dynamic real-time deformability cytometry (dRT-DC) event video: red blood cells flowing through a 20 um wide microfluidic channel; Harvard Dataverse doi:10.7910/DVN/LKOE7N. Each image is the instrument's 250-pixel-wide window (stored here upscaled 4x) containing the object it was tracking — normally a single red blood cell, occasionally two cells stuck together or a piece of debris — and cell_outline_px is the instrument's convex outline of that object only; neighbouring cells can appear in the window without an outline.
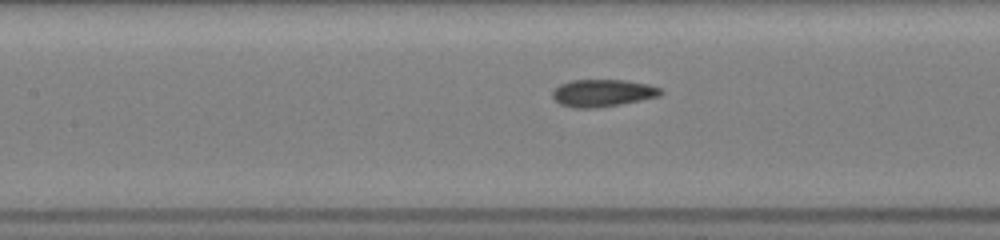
{"species": "common noctule bat (a hibernating species)", "species_latin": "Nyctalus noctula", "temperature_condition": "room temperature", "stored_images_in_passage": 20, "camera_frame_rate_fps": 3000, "um_per_image_px": 0.085, "animal": {"sex": "female", "body_mass_g": 19.5, "forearm_length_mm": 54.1}, "frame": {"image": 1, "passage_image": 9, "time_ms": 4.667, "image_size_px": [1000, 240], "cell_outline_px": [[664, 92], [660, 96], [620, 104], [596, 108], [572, 108], [560, 104], [552, 96], [552, 92], [560, 84], [572, 80], [624, 80], [648, 84], [660, 88]], "centroid_in_image_um": [51.22, 7.91], "position_along_channel_um": 156.2, "area_um2": 17.17}}
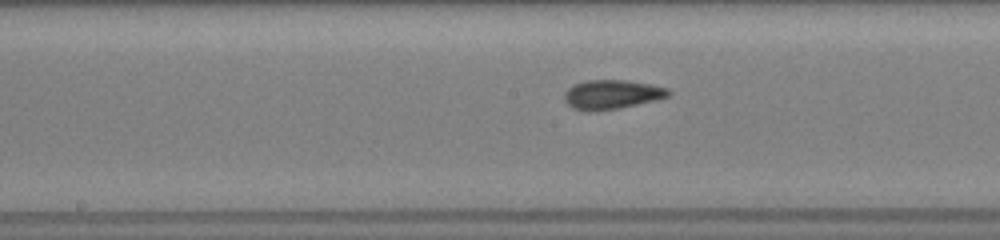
{"frame": {"image": 2, "passage_image": 12, "time_ms": 5.667, "image_size_px": [1000, 240], "cell_outline_px": [[672, 96], [656, 100], [620, 108], [588, 112], [572, 108], [564, 100], [564, 92], [572, 84], [584, 80], [628, 80], [652, 84], [668, 88], [672, 92]], "centroid_in_image_um": [52.02, 8.02], "position_along_channel_um": 196.2, "area_um2": 18.15}}